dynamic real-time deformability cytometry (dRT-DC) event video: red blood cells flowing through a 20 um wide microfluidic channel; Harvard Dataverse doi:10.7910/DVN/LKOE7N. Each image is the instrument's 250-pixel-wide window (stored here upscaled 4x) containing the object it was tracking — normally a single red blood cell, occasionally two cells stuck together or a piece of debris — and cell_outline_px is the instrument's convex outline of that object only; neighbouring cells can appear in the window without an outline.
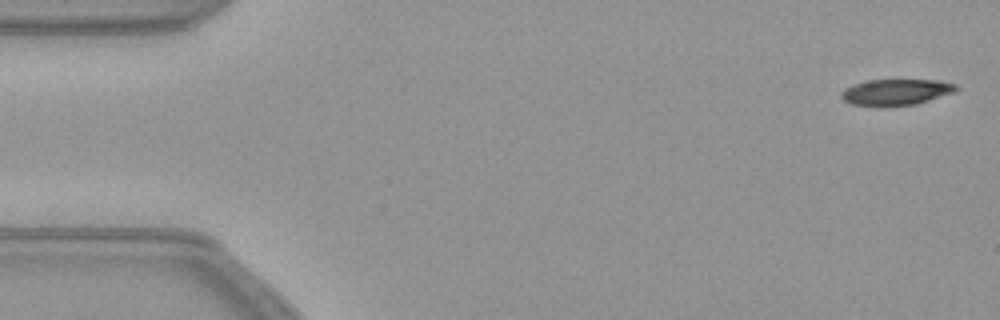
{"species": "common noctule bat (a hibernating species)", "species_latin": "Nyctalus noctula", "temperature_condition": "warm", "stored_images_in_passage": 54, "camera_frame_rate_fps": 3000, "um_per_image_px": 0.085, "animal": {"sex": "female", "body_mass_g": 21.9}, "frame": {"image": 1, "passage_image": 1, "time_ms": 0.0, "image_size_px": [1000, 320], "cell_outline_px": [[960, 88], [952, 92], [916, 104], [888, 108], [880, 108], [852, 104], [844, 100], [840, 96], [840, 92], [844, 88], [852, 84], [868, 80], [940, 80], [956, 84]], "centroid_in_image_um": [76.1, 7.85], "position_along_channel_um": 8.9, "area_um2": 17.92}}
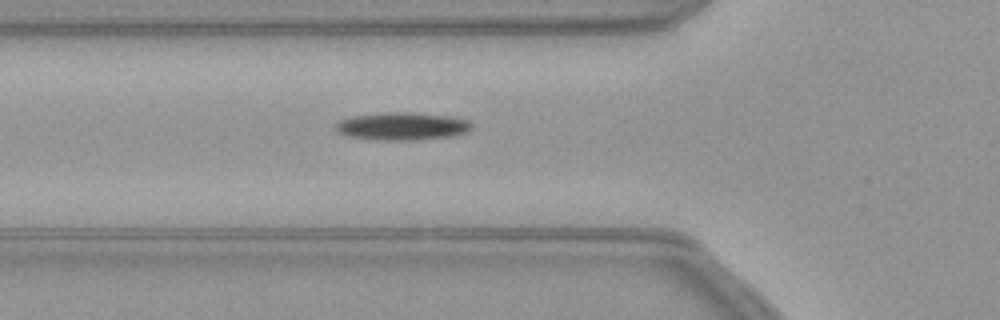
{"frame": {"image": 2, "passage_image": 18, "time_ms": 5.667, "image_size_px": [1000, 320], "cell_outline_px": [[472, 128], [468, 132], [452, 136], [412, 140], [380, 140], [348, 136], [336, 132], [336, 124], [340, 120], [352, 116], [388, 112], [408, 112], [444, 116], [464, 120], [472, 124]], "centroid_in_image_um": [34.14, 10.74], "position_along_channel_um": 91.7, "area_um2": 21.68}}
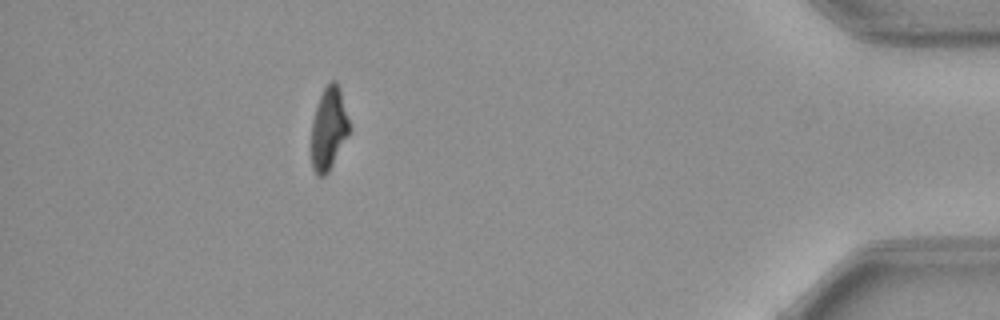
{"frame": {"image": 3, "passage_image": 48, "time_ms": 15.667, "image_size_px": [1000, 320], "cell_outline_px": [[352, 128], [348, 136], [328, 172], [324, 176], [316, 176], [312, 168], [312, 120], [320, 96], [324, 88], [332, 80], [336, 80], [340, 88]], "centroid_in_image_um": [27.97, 10.93], "position_along_channel_um": 407.2, "area_um2": 18.38}}